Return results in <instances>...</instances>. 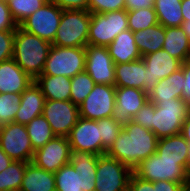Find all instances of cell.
<instances>
[{
  "instance_id": "cell-43",
  "label": "cell",
  "mask_w": 190,
  "mask_h": 191,
  "mask_svg": "<svg viewBox=\"0 0 190 191\" xmlns=\"http://www.w3.org/2000/svg\"><path fill=\"white\" fill-rule=\"evenodd\" d=\"M184 74L182 99L190 106V59L181 64Z\"/></svg>"
},
{
  "instance_id": "cell-14",
  "label": "cell",
  "mask_w": 190,
  "mask_h": 191,
  "mask_svg": "<svg viewBox=\"0 0 190 191\" xmlns=\"http://www.w3.org/2000/svg\"><path fill=\"white\" fill-rule=\"evenodd\" d=\"M71 146L67 137L54 136L43 147L34 151L32 163L47 172L56 173L68 164Z\"/></svg>"
},
{
  "instance_id": "cell-32",
  "label": "cell",
  "mask_w": 190,
  "mask_h": 191,
  "mask_svg": "<svg viewBox=\"0 0 190 191\" xmlns=\"http://www.w3.org/2000/svg\"><path fill=\"white\" fill-rule=\"evenodd\" d=\"M10 14L19 26L26 18L41 8L46 0H6Z\"/></svg>"
},
{
  "instance_id": "cell-22",
  "label": "cell",
  "mask_w": 190,
  "mask_h": 191,
  "mask_svg": "<svg viewBox=\"0 0 190 191\" xmlns=\"http://www.w3.org/2000/svg\"><path fill=\"white\" fill-rule=\"evenodd\" d=\"M190 144L181 133L158 139L156 154L163 160L179 161L188 171V151Z\"/></svg>"
},
{
  "instance_id": "cell-9",
  "label": "cell",
  "mask_w": 190,
  "mask_h": 191,
  "mask_svg": "<svg viewBox=\"0 0 190 191\" xmlns=\"http://www.w3.org/2000/svg\"><path fill=\"white\" fill-rule=\"evenodd\" d=\"M133 170L108 155L98 156L95 191H127Z\"/></svg>"
},
{
  "instance_id": "cell-6",
  "label": "cell",
  "mask_w": 190,
  "mask_h": 191,
  "mask_svg": "<svg viewBox=\"0 0 190 191\" xmlns=\"http://www.w3.org/2000/svg\"><path fill=\"white\" fill-rule=\"evenodd\" d=\"M85 47H62L52 45L41 75H63L73 78L85 71Z\"/></svg>"
},
{
  "instance_id": "cell-33",
  "label": "cell",
  "mask_w": 190,
  "mask_h": 191,
  "mask_svg": "<svg viewBox=\"0 0 190 191\" xmlns=\"http://www.w3.org/2000/svg\"><path fill=\"white\" fill-rule=\"evenodd\" d=\"M95 82L90 75L83 71L71 78L70 101L79 106L90 94Z\"/></svg>"
},
{
  "instance_id": "cell-37",
  "label": "cell",
  "mask_w": 190,
  "mask_h": 191,
  "mask_svg": "<svg viewBox=\"0 0 190 191\" xmlns=\"http://www.w3.org/2000/svg\"><path fill=\"white\" fill-rule=\"evenodd\" d=\"M125 9V0H89L90 13H106Z\"/></svg>"
},
{
  "instance_id": "cell-4",
  "label": "cell",
  "mask_w": 190,
  "mask_h": 191,
  "mask_svg": "<svg viewBox=\"0 0 190 191\" xmlns=\"http://www.w3.org/2000/svg\"><path fill=\"white\" fill-rule=\"evenodd\" d=\"M190 106L182 98L152 103L151 131L158 139L181 133Z\"/></svg>"
},
{
  "instance_id": "cell-17",
  "label": "cell",
  "mask_w": 190,
  "mask_h": 191,
  "mask_svg": "<svg viewBox=\"0 0 190 191\" xmlns=\"http://www.w3.org/2000/svg\"><path fill=\"white\" fill-rule=\"evenodd\" d=\"M67 138L73 150L87 151L97 156L102 155V139L98 120L79 117Z\"/></svg>"
},
{
  "instance_id": "cell-8",
  "label": "cell",
  "mask_w": 190,
  "mask_h": 191,
  "mask_svg": "<svg viewBox=\"0 0 190 191\" xmlns=\"http://www.w3.org/2000/svg\"><path fill=\"white\" fill-rule=\"evenodd\" d=\"M129 29L127 11L91 13L88 44L107 47L122 31Z\"/></svg>"
},
{
  "instance_id": "cell-47",
  "label": "cell",
  "mask_w": 190,
  "mask_h": 191,
  "mask_svg": "<svg viewBox=\"0 0 190 191\" xmlns=\"http://www.w3.org/2000/svg\"><path fill=\"white\" fill-rule=\"evenodd\" d=\"M13 160L0 147V172L7 168Z\"/></svg>"
},
{
  "instance_id": "cell-29",
  "label": "cell",
  "mask_w": 190,
  "mask_h": 191,
  "mask_svg": "<svg viewBox=\"0 0 190 191\" xmlns=\"http://www.w3.org/2000/svg\"><path fill=\"white\" fill-rule=\"evenodd\" d=\"M182 0H154L158 23L164 27H179L184 22L181 12Z\"/></svg>"
},
{
  "instance_id": "cell-19",
  "label": "cell",
  "mask_w": 190,
  "mask_h": 191,
  "mask_svg": "<svg viewBox=\"0 0 190 191\" xmlns=\"http://www.w3.org/2000/svg\"><path fill=\"white\" fill-rule=\"evenodd\" d=\"M46 98L40 87L32 82L22 93L19 109L14 118V123L28 124L32 119L42 115Z\"/></svg>"
},
{
  "instance_id": "cell-49",
  "label": "cell",
  "mask_w": 190,
  "mask_h": 191,
  "mask_svg": "<svg viewBox=\"0 0 190 191\" xmlns=\"http://www.w3.org/2000/svg\"><path fill=\"white\" fill-rule=\"evenodd\" d=\"M181 27L183 28L185 34L188 36V39L190 41V20L183 22Z\"/></svg>"
},
{
  "instance_id": "cell-36",
  "label": "cell",
  "mask_w": 190,
  "mask_h": 191,
  "mask_svg": "<svg viewBox=\"0 0 190 191\" xmlns=\"http://www.w3.org/2000/svg\"><path fill=\"white\" fill-rule=\"evenodd\" d=\"M98 126L100 127V136L102 139V155H104L118 138L123 128L112 117H105L98 120Z\"/></svg>"
},
{
  "instance_id": "cell-7",
  "label": "cell",
  "mask_w": 190,
  "mask_h": 191,
  "mask_svg": "<svg viewBox=\"0 0 190 191\" xmlns=\"http://www.w3.org/2000/svg\"><path fill=\"white\" fill-rule=\"evenodd\" d=\"M140 179L156 181H173L182 185L190 184V173L179 161L163 160L156 153L142 160L133 170Z\"/></svg>"
},
{
  "instance_id": "cell-42",
  "label": "cell",
  "mask_w": 190,
  "mask_h": 191,
  "mask_svg": "<svg viewBox=\"0 0 190 191\" xmlns=\"http://www.w3.org/2000/svg\"><path fill=\"white\" fill-rule=\"evenodd\" d=\"M127 191H155L153 182L140 179L132 174L129 180V187Z\"/></svg>"
},
{
  "instance_id": "cell-31",
  "label": "cell",
  "mask_w": 190,
  "mask_h": 191,
  "mask_svg": "<svg viewBox=\"0 0 190 191\" xmlns=\"http://www.w3.org/2000/svg\"><path fill=\"white\" fill-rule=\"evenodd\" d=\"M28 162L12 161L0 172V191H17L22 185L23 175Z\"/></svg>"
},
{
  "instance_id": "cell-20",
  "label": "cell",
  "mask_w": 190,
  "mask_h": 191,
  "mask_svg": "<svg viewBox=\"0 0 190 191\" xmlns=\"http://www.w3.org/2000/svg\"><path fill=\"white\" fill-rule=\"evenodd\" d=\"M32 82L13 58L0 62V93H22Z\"/></svg>"
},
{
  "instance_id": "cell-28",
  "label": "cell",
  "mask_w": 190,
  "mask_h": 191,
  "mask_svg": "<svg viewBox=\"0 0 190 191\" xmlns=\"http://www.w3.org/2000/svg\"><path fill=\"white\" fill-rule=\"evenodd\" d=\"M133 34L137 48L141 56H144L162 49L165 40V27L158 23L146 29L133 32Z\"/></svg>"
},
{
  "instance_id": "cell-11",
  "label": "cell",
  "mask_w": 190,
  "mask_h": 191,
  "mask_svg": "<svg viewBox=\"0 0 190 191\" xmlns=\"http://www.w3.org/2000/svg\"><path fill=\"white\" fill-rule=\"evenodd\" d=\"M63 10L51 1L26 18L19 26L50 43L53 42Z\"/></svg>"
},
{
  "instance_id": "cell-45",
  "label": "cell",
  "mask_w": 190,
  "mask_h": 191,
  "mask_svg": "<svg viewBox=\"0 0 190 191\" xmlns=\"http://www.w3.org/2000/svg\"><path fill=\"white\" fill-rule=\"evenodd\" d=\"M142 8H154V0H125L126 11H133Z\"/></svg>"
},
{
  "instance_id": "cell-48",
  "label": "cell",
  "mask_w": 190,
  "mask_h": 191,
  "mask_svg": "<svg viewBox=\"0 0 190 191\" xmlns=\"http://www.w3.org/2000/svg\"><path fill=\"white\" fill-rule=\"evenodd\" d=\"M181 12H182L184 22L190 20V0H182Z\"/></svg>"
},
{
  "instance_id": "cell-3",
  "label": "cell",
  "mask_w": 190,
  "mask_h": 191,
  "mask_svg": "<svg viewBox=\"0 0 190 191\" xmlns=\"http://www.w3.org/2000/svg\"><path fill=\"white\" fill-rule=\"evenodd\" d=\"M52 43L20 26L15 29L13 59L32 79L42 74Z\"/></svg>"
},
{
  "instance_id": "cell-41",
  "label": "cell",
  "mask_w": 190,
  "mask_h": 191,
  "mask_svg": "<svg viewBox=\"0 0 190 191\" xmlns=\"http://www.w3.org/2000/svg\"><path fill=\"white\" fill-rule=\"evenodd\" d=\"M89 0H51L62 10H88Z\"/></svg>"
},
{
  "instance_id": "cell-39",
  "label": "cell",
  "mask_w": 190,
  "mask_h": 191,
  "mask_svg": "<svg viewBox=\"0 0 190 191\" xmlns=\"http://www.w3.org/2000/svg\"><path fill=\"white\" fill-rule=\"evenodd\" d=\"M152 103L148 101L133 117L132 121L151 130Z\"/></svg>"
},
{
  "instance_id": "cell-34",
  "label": "cell",
  "mask_w": 190,
  "mask_h": 191,
  "mask_svg": "<svg viewBox=\"0 0 190 191\" xmlns=\"http://www.w3.org/2000/svg\"><path fill=\"white\" fill-rule=\"evenodd\" d=\"M128 26L132 32L158 24L157 15L154 8H142L127 11Z\"/></svg>"
},
{
  "instance_id": "cell-44",
  "label": "cell",
  "mask_w": 190,
  "mask_h": 191,
  "mask_svg": "<svg viewBox=\"0 0 190 191\" xmlns=\"http://www.w3.org/2000/svg\"><path fill=\"white\" fill-rule=\"evenodd\" d=\"M153 186L155 191H181L182 188L186 185H182L181 183H176L173 181H156L153 182Z\"/></svg>"
},
{
  "instance_id": "cell-2",
  "label": "cell",
  "mask_w": 190,
  "mask_h": 191,
  "mask_svg": "<svg viewBox=\"0 0 190 191\" xmlns=\"http://www.w3.org/2000/svg\"><path fill=\"white\" fill-rule=\"evenodd\" d=\"M97 165L94 153L71 149L68 164L54 173L56 191H95Z\"/></svg>"
},
{
  "instance_id": "cell-46",
  "label": "cell",
  "mask_w": 190,
  "mask_h": 191,
  "mask_svg": "<svg viewBox=\"0 0 190 191\" xmlns=\"http://www.w3.org/2000/svg\"><path fill=\"white\" fill-rule=\"evenodd\" d=\"M181 134L184 137V139L190 144V114L183 122Z\"/></svg>"
},
{
  "instance_id": "cell-24",
  "label": "cell",
  "mask_w": 190,
  "mask_h": 191,
  "mask_svg": "<svg viewBox=\"0 0 190 191\" xmlns=\"http://www.w3.org/2000/svg\"><path fill=\"white\" fill-rule=\"evenodd\" d=\"M183 84L184 74L183 69L180 68L156 84L148 95L149 101L155 104L168 101L170 98H182Z\"/></svg>"
},
{
  "instance_id": "cell-40",
  "label": "cell",
  "mask_w": 190,
  "mask_h": 191,
  "mask_svg": "<svg viewBox=\"0 0 190 191\" xmlns=\"http://www.w3.org/2000/svg\"><path fill=\"white\" fill-rule=\"evenodd\" d=\"M17 26L11 17L6 0H0V30H15Z\"/></svg>"
},
{
  "instance_id": "cell-38",
  "label": "cell",
  "mask_w": 190,
  "mask_h": 191,
  "mask_svg": "<svg viewBox=\"0 0 190 191\" xmlns=\"http://www.w3.org/2000/svg\"><path fill=\"white\" fill-rule=\"evenodd\" d=\"M15 30H0V62L13 58Z\"/></svg>"
},
{
  "instance_id": "cell-35",
  "label": "cell",
  "mask_w": 190,
  "mask_h": 191,
  "mask_svg": "<svg viewBox=\"0 0 190 191\" xmlns=\"http://www.w3.org/2000/svg\"><path fill=\"white\" fill-rule=\"evenodd\" d=\"M21 102V93H0V125L14 122Z\"/></svg>"
},
{
  "instance_id": "cell-18",
  "label": "cell",
  "mask_w": 190,
  "mask_h": 191,
  "mask_svg": "<svg viewBox=\"0 0 190 191\" xmlns=\"http://www.w3.org/2000/svg\"><path fill=\"white\" fill-rule=\"evenodd\" d=\"M147 68V80L144 84V92L150 94L156 84L167 78L171 73L181 68V62L172 57L166 50L160 49L156 52L142 56Z\"/></svg>"
},
{
  "instance_id": "cell-26",
  "label": "cell",
  "mask_w": 190,
  "mask_h": 191,
  "mask_svg": "<svg viewBox=\"0 0 190 191\" xmlns=\"http://www.w3.org/2000/svg\"><path fill=\"white\" fill-rule=\"evenodd\" d=\"M20 191H56L54 173L38 168L32 162L28 163Z\"/></svg>"
},
{
  "instance_id": "cell-30",
  "label": "cell",
  "mask_w": 190,
  "mask_h": 191,
  "mask_svg": "<svg viewBox=\"0 0 190 191\" xmlns=\"http://www.w3.org/2000/svg\"><path fill=\"white\" fill-rule=\"evenodd\" d=\"M25 126L34 151L43 147L55 136L43 115L35 117Z\"/></svg>"
},
{
  "instance_id": "cell-21",
  "label": "cell",
  "mask_w": 190,
  "mask_h": 191,
  "mask_svg": "<svg viewBox=\"0 0 190 191\" xmlns=\"http://www.w3.org/2000/svg\"><path fill=\"white\" fill-rule=\"evenodd\" d=\"M147 80V68L142 58L115 64V87H132L142 89Z\"/></svg>"
},
{
  "instance_id": "cell-25",
  "label": "cell",
  "mask_w": 190,
  "mask_h": 191,
  "mask_svg": "<svg viewBox=\"0 0 190 191\" xmlns=\"http://www.w3.org/2000/svg\"><path fill=\"white\" fill-rule=\"evenodd\" d=\"M34 81L47 100H70L71 78L63 75H40Z\"/></svg>"
},
{
  "instance_id": "cell-51",
  "label": "cell",
  "mask_w": 190,
  "mask_h": 191,
  "mask_svg": "<svg viewBox=\"0 0 190 191\" xmlns=\"http://www.w3.org/2000/svg\"><path fill=\"white\" fill-rule=\"evenodd\" d=\"M181 191H190V184L184 186Z\"/></svg>"
},
{
  "instance_id": "cell-5",
  "label": "cell",
  "mask_w": 190,
  "mask_h": 191,
  "mask_svg": "<svg viewBox=\"0 0 190 191\" xmlns=\"http://www.w3.org/2000/svg\"><path fill=\"white\" fill-rule=\"evenodd\" d=\"M90 20L88 10H63L52 45L86 47Z\"/></svg>"
},
{
  "instance_id": "cell-1",
  "label": "cell",
  "mask_w": 190,
  "mask_h": 191,
  "mask_svg": "<svg viewBox=\"0 0 190 191\" xmlns=\"http://www.w3.org/2000/svg\"><path fill=\"white\" fill-rule=\"evenodd\" d=\"M157 142L151 130L131 120L105 154L134 170L142 160L156 153Z\"/></svg>"
},
{
  "instance_id": "cell-15",
  "label": "cell",
  "mask_w": 190,
  "mask_h": 191,
  "mask_svg": "<svg viewBox=\"0 0 190 191\" xmlns=\"http://www.w3.org/2000/svg\"><path fill=\"white\" fill-rule=\"evenodd\" d=\"M85 71L90 75L95 84L114 86L115 63L105 46L87 44Z\"/></svg>"
},
{
  "instance_id": "cell-16",
  "label": "cell",
  "mask_w": 190,
  "mask_h": 191,
  "mask_svg": "<svg viewBox=\"0 0 190 191\" xmlns=\"http://www.w3.org/2000/svg\"><path fill=\"white\" fill-rule=\"evenodd\" d=\"M148 101V94L142 89L115 87V106L112 118L123 128Z\"/></svg>"
},
{
  "instance_id": "cell-12",
  "label": "cell",
  "mask_w": 190,
  "mask_h": 191,
  "mask_svg": "<svg viewBox=\"0 0 190 191\" xmlns=\"http://www.w3.org/2000/svg\"><path fill=\"white\" fill-rule=\"evenodd\" d=\"M42 115L55 136L68 137L79 119V107L70 100H47Z\"/></svg>"
},
{
  "instance_id": "cell-50",
  "label": "cell",
  "mask_w": 190,
  "mask_h": 191,
  "mask_svg": "<svg viewBox=\"0 0 190 191\" xmlns=\"http://www.w3.org/2000/svg\"><path fill=\"white\" fill-rule=\"evenodd\" d=\"M188 172L190 173V147L188 151Z\"/></svg>"
},
{
  "instance_id": "cell-10",
  "label": "cell",
  "mask_w": 190,
  "mask_h": 191,
  "mask_svg": "<svg viewBox=\"0 0 190 191\" xmlns=\"http://www.w3.org/2000/svg\"><path fill=\"white\" fill-rule=\"evenodd\" d=\"M0 147L14 161L32 162L34 150L24 124L1 126Z\"/></svg>"
},
{
  "instance_id": "cell-23",
  "label": "cell",
  "mask_w": 190,
  "mask_h": 191,
  "mask_svg": "<svg viewBox=\"0 0 190 191\" xmlns=\"http://www.w3.org/2000/svg\"><path fill=\"white\" fill-rule=\"evenodd\" d=\"M107 49L115 64L129 63L142 58L130 29L118 34Z\"/></svg>"
},
{
  "instance_id": "cell-13",
  "label": "cell",
  "mask_w": 190,
  "mask_h": 191,
  "mask_svg": "<svg viewBox=\"0 0 190 191\" xmlns=\"http://www.w3.org/2000/svg\"><path fill=\"white\" fill-rule=\"evenodd\" d=\"M114 106L115 86L95 84L90 94L78 106L79 116L95 121L112 117Z\"/></svg>"
},
{
  "instance_id": "cell-27",
  "label": "cell",
  "mask_w": 190,
  "mask_h": 191,
  "mask_svg": "<svg viewBox=\"0 0 190 191\" xmlns=\"http://www.w3.org/2000/svg\"><path fill=\"white\" fill-rule=\"evenodd\" d=\"M162 49L181 63L190 59V41L181 26L165 27V40Z\"/></svg>"
}]
</instances>
